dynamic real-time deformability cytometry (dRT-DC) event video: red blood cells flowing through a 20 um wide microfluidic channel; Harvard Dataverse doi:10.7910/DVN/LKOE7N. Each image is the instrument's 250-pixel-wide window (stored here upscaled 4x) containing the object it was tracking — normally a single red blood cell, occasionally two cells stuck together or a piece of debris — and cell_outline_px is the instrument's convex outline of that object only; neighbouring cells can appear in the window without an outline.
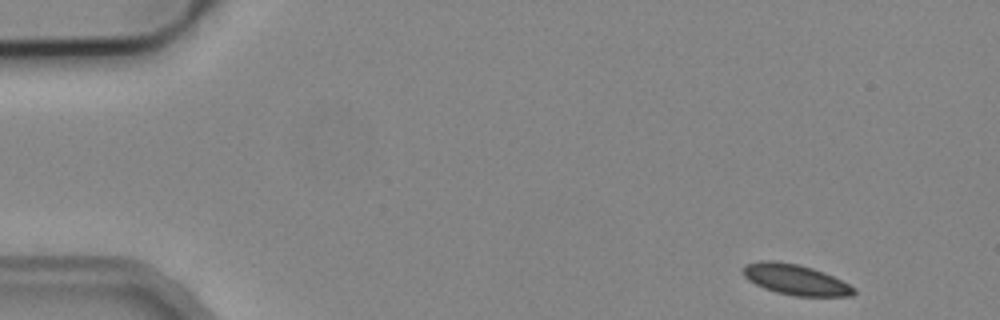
{"species": "common noctule bat (a hibernating species)", "species_latin": "Nyctalus noctula", "temperature_condition": "cold", "stored_images_in_passage": 4, "camera_frame_rate_fps": 3000, "um_per_image_px": 0.085, "animal": {"sex": "male", "body_mass_g": 19.2, "forearm_length_mm": 51.8}, "frame": {"image": 1, "passage_image": 1, "time_ms": 0.0, "image_size_px": [1000, 320], "cell_outline_px": [[856, 292], [852, 296], [796, 296], [776, 292], [764, 288], [748, 280], [744, 276], [744, 264], [760, 260], [772, 260], [796, 264], [812, 268], [824, 272], [856, 288]], "centroid_in_image_um": [67.61, 23.77], "position_along_channel_um": 17.4, "area_um2": 19.59}}
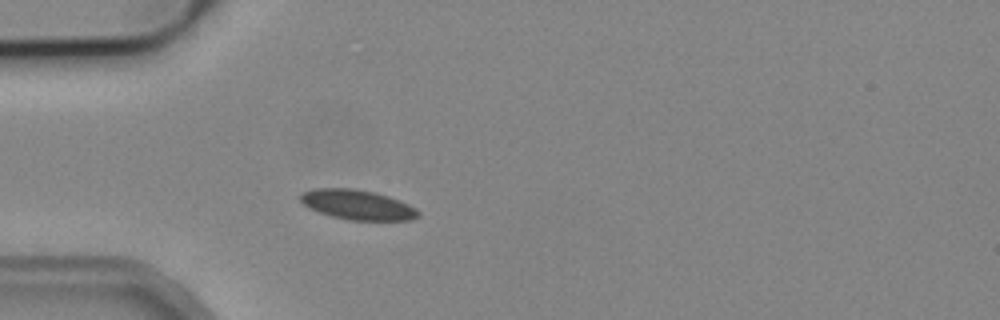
{"frame": {"image": 2, "passage_image": 4, "time_ms": 3.667, "image_size_px": [1000, 320], "cell_outline_px": [[420, 216], [412, 220], [348, 220], [332, 216], [308, 208], [300, 200], [300, 196], [304, 192], [312, 188], [352, 188], [376, 192], [388, 196], [408, 204], [416, 208], [420, 212]], "centroid_in_image_um": [30.4, 17.4], "position_along_channel_um": 54.6, "area_um2": 20.52}}